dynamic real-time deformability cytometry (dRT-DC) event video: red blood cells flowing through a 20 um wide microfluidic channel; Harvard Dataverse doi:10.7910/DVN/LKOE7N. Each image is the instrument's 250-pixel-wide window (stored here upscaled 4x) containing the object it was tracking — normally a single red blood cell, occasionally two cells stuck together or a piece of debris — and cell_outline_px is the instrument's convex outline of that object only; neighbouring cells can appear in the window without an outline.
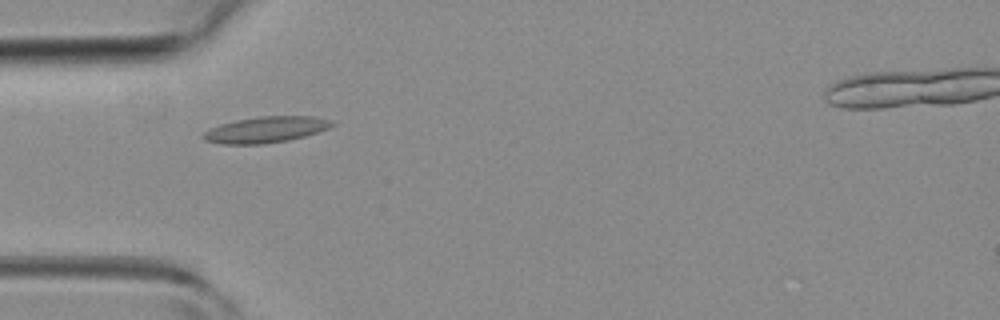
{"species": "common noctule bat (a hibernating species)", "species_latin": "Nyctalus noctula", "temperature_condition": "room temperature", "stored_images_in_passage": 5, "camera_frame_rate_fps": 3000, "um_per_image_px": 0.085, "animal": {"sex": "female", "body_mass_g": 19.3, "forearm_length_mm": 54.1}, "frame": {"image": 1, "passage_image": 4, "time_ms": 4.0, "image_size_px": [1000, 320], "cell_outline_px": [[336, 124], [328, 128], [304, 136], [288, 140], [264, 144], [224, 144], [208, 140], [200, 136], [208, 128], [220, 124], [236, 120], [260, 116], [312, 116], [332, 120]], "centroid_in_image_um": [22.59, 11.01], "position_along_channel_um": 62.4, "area_um2": 19.48}}
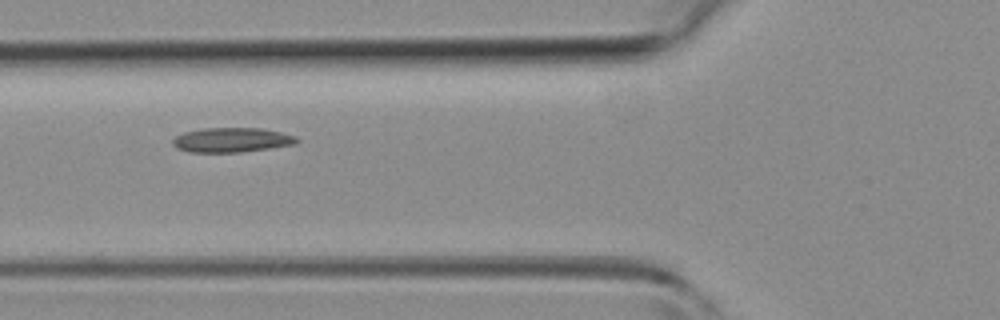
{"frame": {"image": 2, "passage_image": 5, "time_ms": 5.0, "image_size_px": [1000, 320], "cell_outline_px": [[300, 140], [296, 144], [240, 152], [188, 152], [176, 148], [172, 144], [172, 140], [176, 136], [184, 132], [204, 128], [260, 128], [280, 132], [296, 136]], "centroid_in_image_um": [19.68, 11.89], "position_along_channel_um": 106.1, "area_um2": 17.74}}